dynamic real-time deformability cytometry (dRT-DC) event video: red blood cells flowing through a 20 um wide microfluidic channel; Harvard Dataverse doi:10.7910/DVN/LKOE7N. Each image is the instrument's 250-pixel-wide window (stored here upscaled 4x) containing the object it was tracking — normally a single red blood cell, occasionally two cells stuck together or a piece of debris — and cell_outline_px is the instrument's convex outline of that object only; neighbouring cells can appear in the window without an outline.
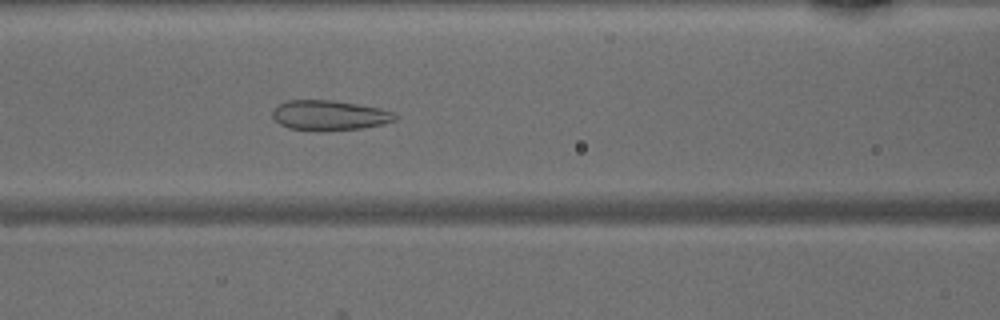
{"species": "common noctule bat (a hibernating species)", "species_latin": "Nyctalus noctula", "temperature_condition": "warm", "stored_images_in_passage": 31, "camera_frame_rate_fps": 3000, "um_per_image_px": 0.085, "animal": {"sex": "male", "body_mass_g": 15.6}, "frame": {"image": 1, "passage_image": 9, "time_ms": 2.667, "image_size_px": [1000, 320], "cell_outline_px": [[396, 120], [380, 124], [360, 128], [288, 128], [280, 124], [272, 116], [272, 112], [280, 104], [288, 100], [332, 100], [380, 108], [392, 112], [396, 116]], "centroid_in_image_um": [27.99, 9.75], "position_along_channel_um": 138.6, "area_um2": 20.29}}
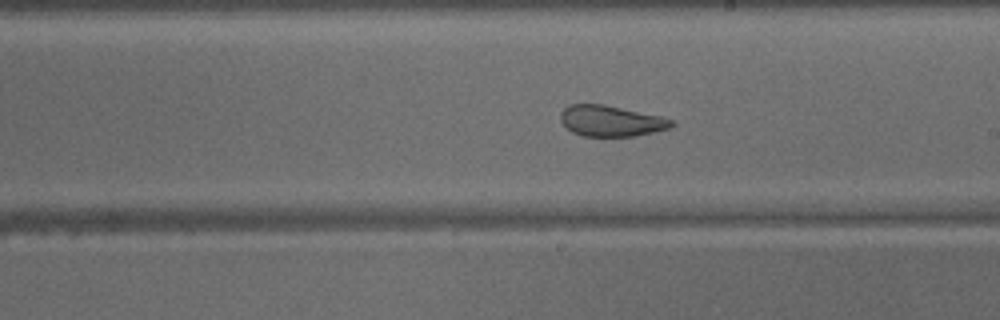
{"frame": {"image": 2, "passage_image": 16, "time_ms": 5.0, "image_size_px": [1000, 320], "cell_outline_px": [[676, 124], [668, 128], [636, 136], [584, 136], [572, 132], [560, 120], [560, 112], [568, 104], [604, 104], [664, 116], [672, 120]], "centroid_in_image_um": [51.94, 10.26], "position_along_channel_um": 237.1, "area_um2": 20.11}}
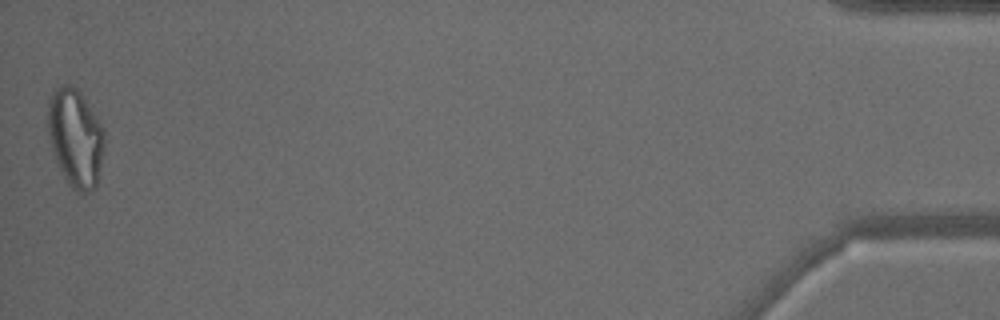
{"frame": {"image": 3, "passage_image": 31, "time_ms": 10.0, "image_size_px": [1000, 320], "cell_outline_px": [[104, 152], [96, 184], [88, 192], [80, 196], [68, 184], [60, 168], [52, 148], [48, 132], [48, 100], [52, 88], [64, 84], [72, 84], [80, 92], [104, 128]], "centroid_in_image_um": [6.41, 11.69], "position_along_channel_um": 428.8, "area_um2": 32.43}}